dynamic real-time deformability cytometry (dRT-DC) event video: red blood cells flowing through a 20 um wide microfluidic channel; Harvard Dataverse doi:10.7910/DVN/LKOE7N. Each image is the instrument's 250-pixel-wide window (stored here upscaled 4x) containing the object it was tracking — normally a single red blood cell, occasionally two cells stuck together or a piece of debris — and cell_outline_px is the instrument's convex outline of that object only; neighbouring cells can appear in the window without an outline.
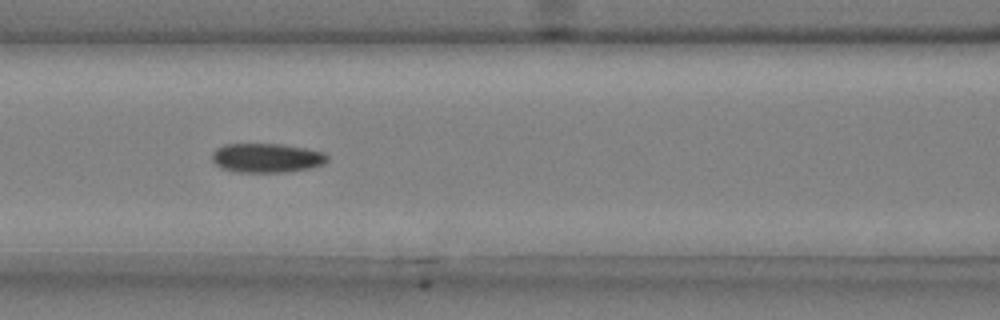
{"species": "common noctule bat (a hibernating species)", "species_latin": "Nyctalus noctula", "temperature_condition": "cold", "stored_images_in_passage": 42, "camera_frame_rate_fps": 3000, "um_per_image_px": 0.085, "animal": {"sex": "male", "body_mass_g": 20.4}, "frame": {"image": 1, "passage_image": 13, "time_ms": 4.0, "image_size_px": [1000, 320], "cell_outline_px": [[328, 160], [324, 164], [312, 168], [284, 172], [236, 172], [220, 168], [212, 160], [212, 152], [216, 148], [224, 144], [280, 144], [304, 148], [324, 152], [328, 156]], "centroid_in_image_um": [22.66, 13.43], "position_along_channel_um": 143.9, "area_um2": 19.77}}
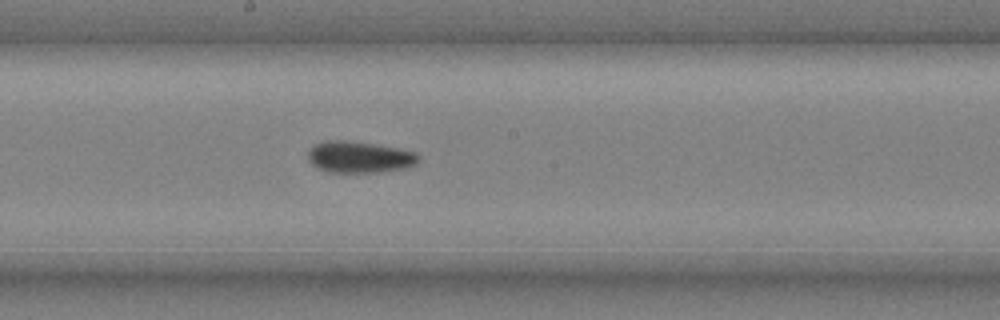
{"frame": {"image": 2, "passage_image": 19, "time_ms": 6.0, "image_size_px": [1000, 320], "cell_outline_px": [[420, 160], [416, 164], [404, 168], [380, 172], [328, 172], [312, 164], [308, 160], [308, 152], [316, 144], [324, 140], [352, 140], [400, 148], [416, 152], [420, 156]], "centroid_in_image_um": [30.59, 13.33], "position_along_channel_um": 217.6, "area_um2": 20.46}}
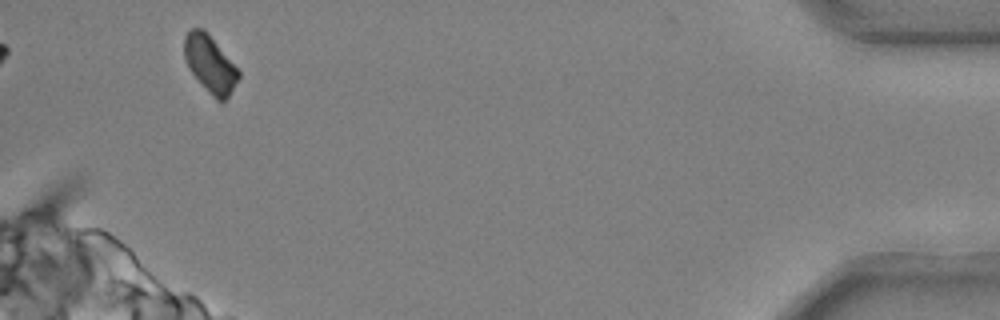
{"frame": {"image": 3, "passage_image": 40, "time_ms": 13.0, "image_size_px": [1000, 320], "cell_outline_px": [[240, 76], [228, 96], [224, 100], [216, 100], [208, 92], [192, 72], [184, 56], [184, 36], [192, 28], [204, 28], [208, 32], [240, 72]], "centroid_in_image_um": [17.85, 5.41], "position_along_channel_um": 417.4, "area_um2": 17.63}, "authors_computed_cell_mechanics": {"area_um2": 19.7387, "velocity_mm_per_s": 3.6903, "shape_relaxation_time_tau1_ms": 6.1444, "shape_relaxation_time_tau2_ms": 3.9141, "deformation_change_tau1": 0.1059, "deformation_change_tau2": 0.0851}}